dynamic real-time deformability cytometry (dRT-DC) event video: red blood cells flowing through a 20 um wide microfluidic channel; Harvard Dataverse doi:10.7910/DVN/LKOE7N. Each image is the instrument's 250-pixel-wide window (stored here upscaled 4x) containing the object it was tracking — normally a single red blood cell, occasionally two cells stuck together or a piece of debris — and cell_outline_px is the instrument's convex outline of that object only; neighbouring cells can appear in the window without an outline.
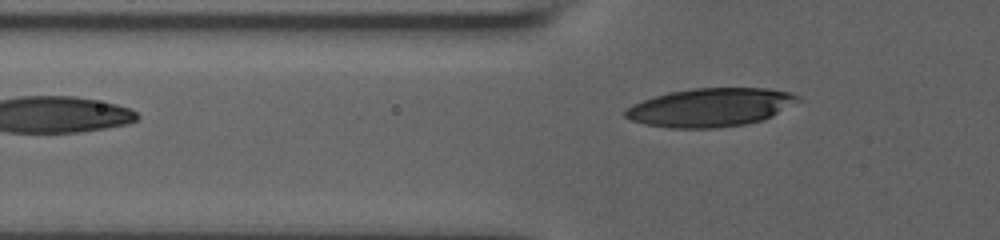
{"species": "human", "species_latin": "Homo sapiens", "temperature_condition": "room temperature", "stored_images_in_passage": 9, "segment_of_instrument_passage": [2, 2], "camera_frame_rate_fps": 3000, "um_per_image_px": 0.085, "donor": {"sex": "male"}, "frame": {"image": 1, "passage_image": 9, "time_ms": 3.0, "image_size_px": [1000, 240], "cell_outline_px": [[800, 100], [772, 116], [764, 120], [744, 124], [720, 128], [672, 128], [644, 124], [632, 120], [624, 116], [624, 108], [632, 104], [668, 92], [692, 88], [768, 88], [792, 92], [800, 96]], "centroid_in_image_um": [60.39, 9.12], "position_along_channel_um": 65.4, "area_um2": 38.84}}